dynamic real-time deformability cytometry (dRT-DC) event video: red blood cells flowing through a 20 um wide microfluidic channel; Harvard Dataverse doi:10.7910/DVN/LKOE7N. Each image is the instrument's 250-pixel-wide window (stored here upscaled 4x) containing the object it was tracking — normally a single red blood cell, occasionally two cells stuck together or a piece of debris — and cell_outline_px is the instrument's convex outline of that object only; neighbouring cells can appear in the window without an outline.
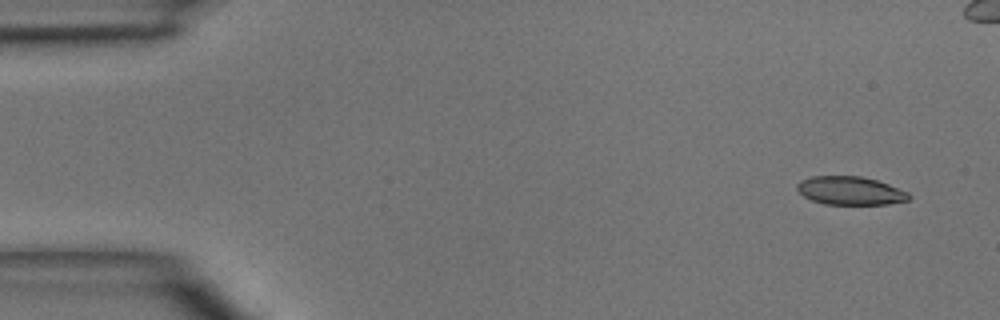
{"species": "common noctule bat (a hibernating species)", "species_latin": "Nyctalus noctula", "temperature_condition": "room temperature", "stored_images_in_passage": 4, "camera_frame_rate_fps": 3000, "um_per_image_px": 0.085, "animal": {"sex": "male", "body_mass_g": 15.6}, "frame": {"image": 1, "passage_image": 1, "time_ms": 0.0, "image_size_px": [1000, 320], "cell_outline_px": [[908, 200], [888, 204], [824, 204], [812, 200], [804, 196], [796, 188], [796, 184], [800, 180], [812, 176], [860, 176], [876, 180], [888, 184], [908, 192]], "centroid_in_image_um": [72.23, 16.2], "position_along_channel_um": 12.8, "area_um2": 18.32}}